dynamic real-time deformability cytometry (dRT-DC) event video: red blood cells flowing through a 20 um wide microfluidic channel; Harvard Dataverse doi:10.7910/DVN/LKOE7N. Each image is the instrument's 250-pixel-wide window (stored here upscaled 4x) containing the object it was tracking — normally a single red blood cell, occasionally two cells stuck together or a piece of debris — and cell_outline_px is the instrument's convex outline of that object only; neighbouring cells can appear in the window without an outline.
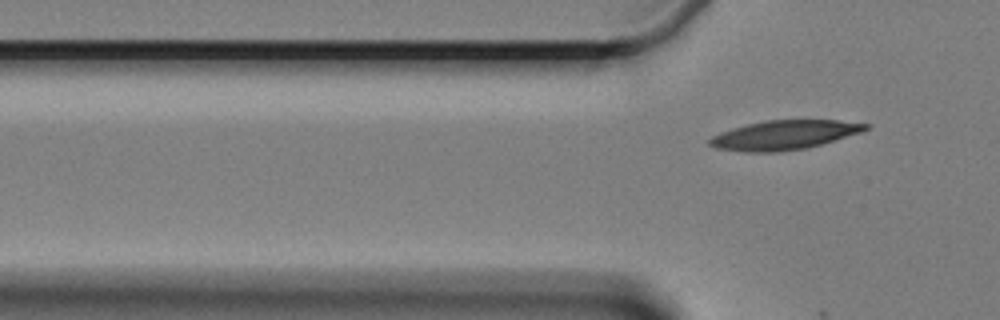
{"species": "Egyptian fruit bat (a non-hibernating species)", "species_latin": "Rousettus aegyptiacus", "temperature_condition": "cold", "stored_images_in_passage": 6, "camera_frame_rate_fps": 3000, "um_per_image_px": 0.085, "animal": {"sex": "female"}, "frame": {"image": 1, "passage_image": 6, "time_ms": 7.0, "image_size_px": [1000, 320], "cell_outline_px": [[872, 128], [860, 132], [808, 148], [780, 152], [744, 152], [716, 148], [708, 144], [708, 140], [712, 136], [720, 132], [732, 128], [764, 120], [840, 120], [872, 124]], "centroid_in_image_um": [66.67, 11.47], "position_along_channel_um": 59.1, "area_um2": 26.76}}